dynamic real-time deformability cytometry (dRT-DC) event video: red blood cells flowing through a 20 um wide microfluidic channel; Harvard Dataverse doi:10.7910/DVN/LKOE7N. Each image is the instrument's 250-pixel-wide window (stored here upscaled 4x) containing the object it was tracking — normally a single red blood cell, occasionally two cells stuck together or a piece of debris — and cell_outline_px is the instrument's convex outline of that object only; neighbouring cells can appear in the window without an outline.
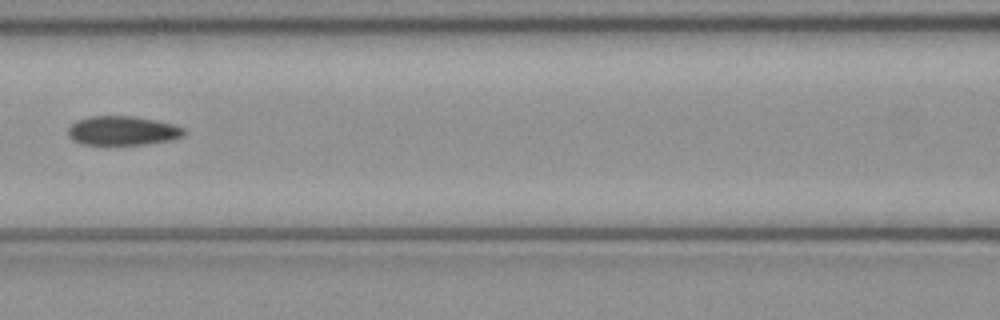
{"species": "common noctule bat (a hibernating species)", "species_latin": "Nyctalus noctula", "temperature_condition": "cold", "stored_images_in_passage": 4, "camera_frame_rate_fps": 3000, "um_per_image_px": 0.085, "animal": {"sex": "female", "body_mass_g": 21.9}, "frame": {"image": 1, "passage_image": 4, "time_ms": 1.0, "image_size_px": [1000, 320], "cell_outline_px": [[184, 136], [172, 140], [148, 144], [84, 144], [72, 140], [68, 136], [68, 128], [76, 120], [88, 116], [136, 116], [156, 120], [172, 124], [184, 128]], "centroid_in_image_um": [10.42, 11.1], "position_along_channel_um": 156.2, "area_um2": 19.77}}